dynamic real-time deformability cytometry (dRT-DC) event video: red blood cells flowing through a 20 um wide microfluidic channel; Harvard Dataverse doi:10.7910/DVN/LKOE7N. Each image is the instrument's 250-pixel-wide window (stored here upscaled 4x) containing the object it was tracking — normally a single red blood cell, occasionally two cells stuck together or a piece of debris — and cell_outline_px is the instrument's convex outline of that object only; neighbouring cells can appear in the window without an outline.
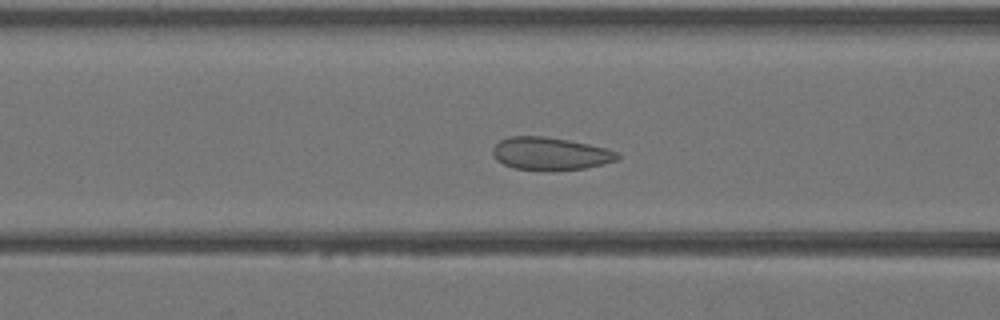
{"species": "Egyptian fruit bat (a non-hibernating species)", "species_latin": "Rousettus aegyptiacus", "temperature_condition": "warm", "stored_images_in_passage": 43, "camera_frame_rate_fps": 3000, "um_per_image_px": 0.085, "animal": {"sex": "female"}, "frame": {"image": 1, "passage_image": 18, "time_ms": 5.667, "image_size_px": [1000, 320], "cell_outline_px": [[620, 156], [616, 160], [584, 168], [516, 168], [504, 164], [496, 160], [492, 156], [492, 148], [500, 140], [508, 136], [544, 136], [568, 140], [588, 144], [620, 152]], "centroid_in_image_um": [46.73, 13.01], "position_along_channel_um": 119.9, "area_um2": 23.0}}
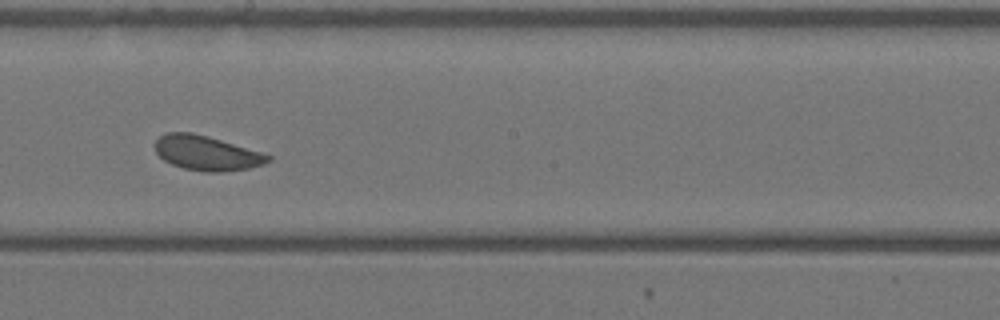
{"frame": {"image": 2, "passage_image": 25, "time_ms": 8.0, "image_size_px": [1000, 320], "cell_outline_px": [[272, 160], [264, 164], [248, 168], [220, 172], [204, 172], [184, 168], [172, 164], [164, 160], [156, 152], [156, 140], [160, 136], [168, 132], [192, 132], [208, 136], [260, 152], [272, 156]], "centroid_in_image_um": [17.57, 13.01], "position_along_channel_um": 230.6, "area_um2": 22.6}}
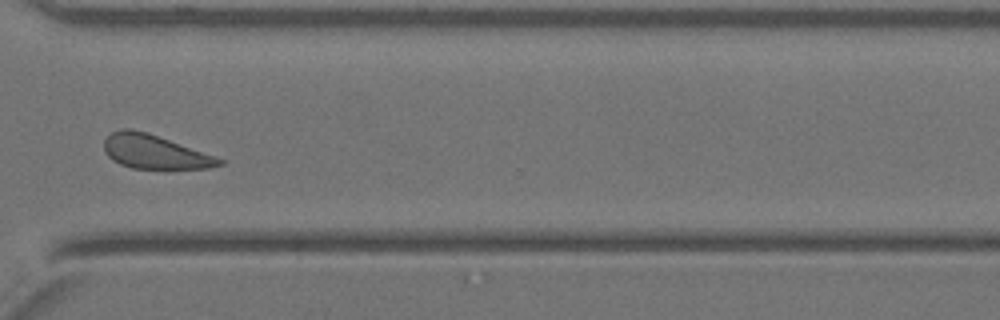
{"frame": {"image": 3, "passage_image": 33, "time_ms": 10.667, "image_size_px": [1000, 320], "cell_outline_px": [[224, 164], [208, 168], [132, 168], [120, 164], [112, 160], [104, 152], [104, 140], [112, 132], [120, 128], [132, 128], [148, 132], [224, 160]], "centroid_in_image_um": [13.08, 12.89], "position_along_channel_um": 357.5, "area_um2": 22.54}}